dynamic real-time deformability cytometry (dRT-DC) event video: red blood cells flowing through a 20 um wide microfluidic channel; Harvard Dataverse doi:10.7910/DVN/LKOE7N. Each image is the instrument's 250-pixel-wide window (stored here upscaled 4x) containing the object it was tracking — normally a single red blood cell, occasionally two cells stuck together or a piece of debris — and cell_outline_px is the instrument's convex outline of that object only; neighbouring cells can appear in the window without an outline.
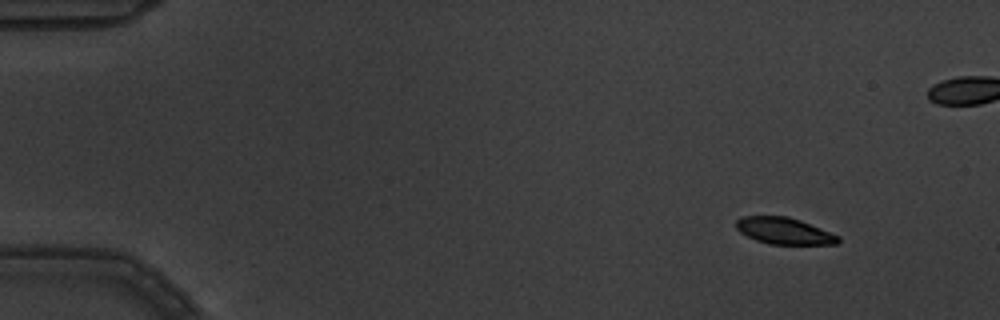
{"species": "common noctule bat (a hibernating species)", "species_latin": "Nyctalus noctula", "temperature_condition": "warm", "stored_images_in_passage": 6, "camera_frame_rate_fps": 3000, "um_per_image_px": 0.085, "animal": {"sex": "male", "body_mass_g": 19.5, "forearm_length_mm": 54.6}, "frame": {"image": 1, "passage_image": 1, "time_ms": 0.0, "image_size_px": [1000, 320], "cell_outline_px": [[840, 240], [836, 244], [768, 244], [756, 240], [740, 232], [736, 228], [736, 220], [744, 216], [788, 216], [800, 220], [840, 236]], "centroid_in_image_um": [66.65, 19.62], "position_along_channel_um": 18.4, "area_um2": 15.72}}